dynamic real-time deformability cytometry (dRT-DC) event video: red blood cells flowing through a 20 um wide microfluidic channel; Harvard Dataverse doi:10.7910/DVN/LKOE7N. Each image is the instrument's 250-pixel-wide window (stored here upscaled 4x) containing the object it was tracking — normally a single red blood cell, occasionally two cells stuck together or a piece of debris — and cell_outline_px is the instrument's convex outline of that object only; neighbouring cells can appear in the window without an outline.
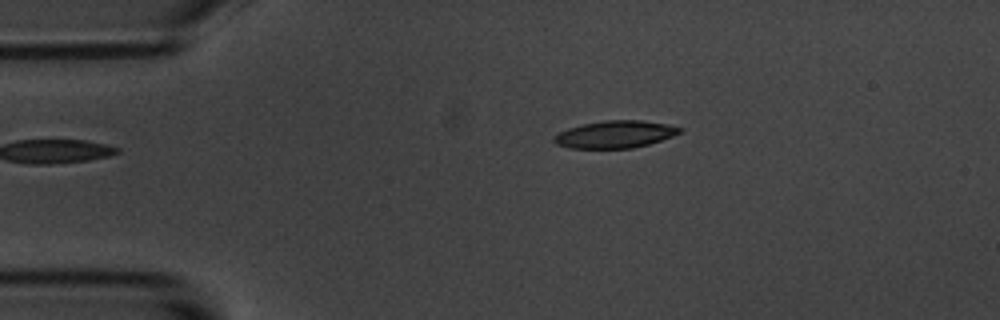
{"species": "common noctule bat (a hibernating species)", "species_latin": "Nyctalus noctula", "temperature_condition": "room temperature", "stored_images_in_passage": 4, "camera_frame_rate_fps": 3000, "um_per_image_px": 0.085, "animal": {"sex": "male", "body_mass_g": 20.1, "forearm_length_mm": 53.5}, "frame": {"image": 1, "passage_image": 2, "time_ms": 2.0, "image_size_px": [1000, 320], "cell_outline_px": [[684, 128], [680, 132], [672, 136], [648, 144], [632, 148], [568, 148], [556, 144], [552, 140], [552, 136], [568, 128], [584, 124], [604, 120], [640, 120], [668, 124]], "centroid_in_image_um": [52.26, 11.42], "position_along_channel_um": 32.7, "area_um2": 19.94}}